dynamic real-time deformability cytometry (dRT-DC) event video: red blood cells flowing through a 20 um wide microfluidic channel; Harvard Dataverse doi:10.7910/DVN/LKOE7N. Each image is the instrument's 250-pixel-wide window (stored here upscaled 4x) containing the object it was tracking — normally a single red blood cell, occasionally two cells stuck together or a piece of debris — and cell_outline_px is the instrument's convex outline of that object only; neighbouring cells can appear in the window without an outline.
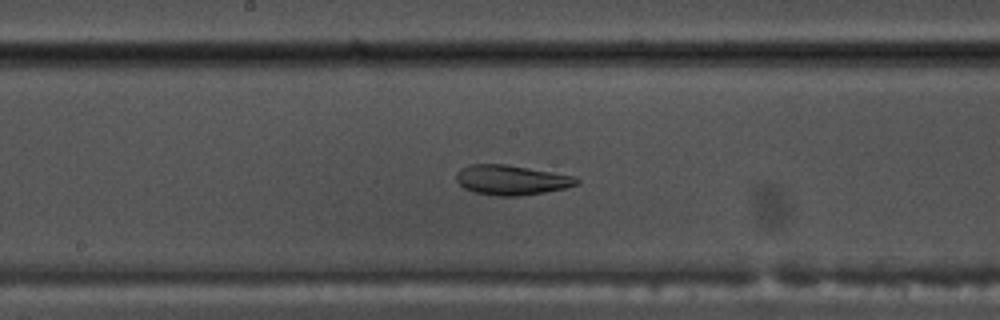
{"species": "common noctule bat (a hibernating species)", "species_latin": "Nyctalus noctula", "temperature_condition": "warm", "stored_images_in_passage": 53, "camera_frame_rate_fps": 3000, "um_per_image_px": 0.085, "animal": {"sex": "male", "body_mass_g": 17.5, "forearm_length_mm": 52.3}, "frame": {"image": 1, "passage_image": 28, "time_ms": 9.0, "image_size_px": [1000, 320], "cell_outline_px": [[580, 184], [564, 188], [544, 192], [520, 196], [496, 196], [476, 192], [464, 188], [456, 180], [456, 172], [460, 168], [468, 164], [508, 164], [572, 176], [580, 180]], "centroid_in_image_um": [43.44, 15.29], "position_along_channel_um": 204.8, "area_um2": 20.92}}
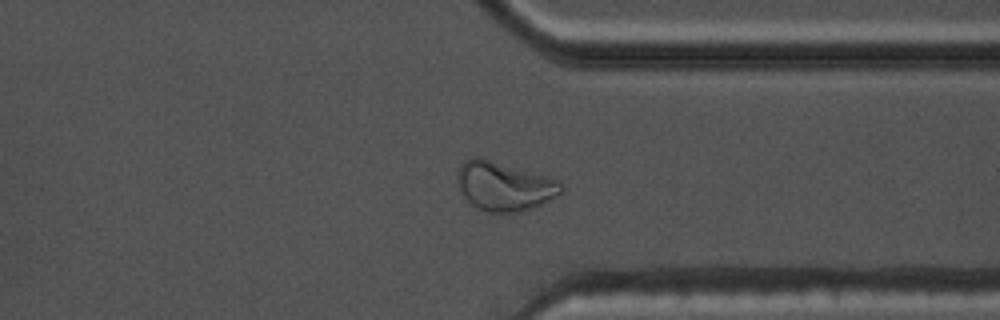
{"frame": {"image": 2, "passage_image": 41, "time_ms": 13.333, "image_size_px": [1000, 320], "cell_outline_px": [[564, 188], [556, 196], [540, 204], [520, 212], [488, 212], [476, 208], [464, 196], [456, 180], [456, 172], [460, 164], [464, 160], [476, 156], [480, 156], [548, 176], [560, 180]], "centroid_in_image_um": [42.83, 15.79], "position_along_channel_um": 368.6, "area_um2": 29.82}}
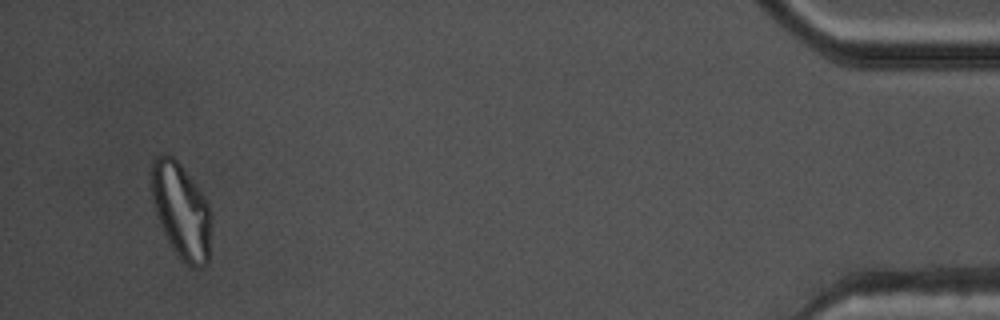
{"frame": {"image": 3, "passage_image": 51, "time_ms": 16.667, "image_size_px": [1000, 320], "cell_outline_px": [[212, 224], [208, 264], [200, 268], [192, 268], [180, 260], [172, 248], [160, 224], [156, 212], [152, 196], [152, 160], [156, 156], [164, 152], [168, 152], [180, 164], [204, 196], [212, 212]], "centroid_in_image_um": [15.44, 17.95], "position_along_channel_um": 419.8, "area_um2": 33.58}, "authors_computed_cell_mechanics": {"area_um2": 25.7788, "velocity_mm_per_s": 3.7997, "shape_relaxation_time_tau1_ms": null, "shape_relaxation_time_tau2_ms": 2.5924, "deformation_change_tau1": null, "deformation_change_tau2": 0.0978}}